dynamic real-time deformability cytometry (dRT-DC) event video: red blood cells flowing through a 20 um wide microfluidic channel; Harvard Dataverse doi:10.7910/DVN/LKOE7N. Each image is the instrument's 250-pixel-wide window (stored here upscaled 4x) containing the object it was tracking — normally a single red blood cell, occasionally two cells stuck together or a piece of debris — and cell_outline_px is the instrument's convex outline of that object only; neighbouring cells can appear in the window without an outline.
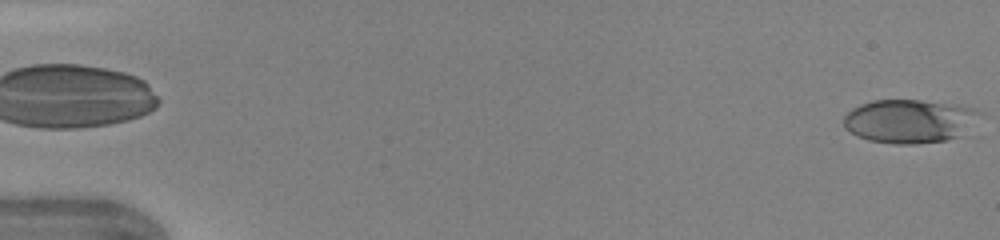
{"species": "human", "species_latin": "Homo sapiens", "temperature_condition": "warm", "stored_images_in_passage": 47, "camera_frame_rate_fps": 3000, "um_per_image_px": 0.085, "donor": {"sex": "female"}, "frame": {"image": 1, "passage_image": 1, "time_ms": 0.0, "image_size_px": [1000, 240], "cell_outline_px": [[984, 112], [960, 136], [944, 140], [912, 144], [896, 144], [868, 140], [844, 128], [844, 116], [852, 108], [860, 104], [872, 100], [920, 100], [956, 104], [976, 108]], "centroid_in_image_um": [77.32, 10.27], "position_along_channel_um": 7.7, "area_um2": 34.56}}
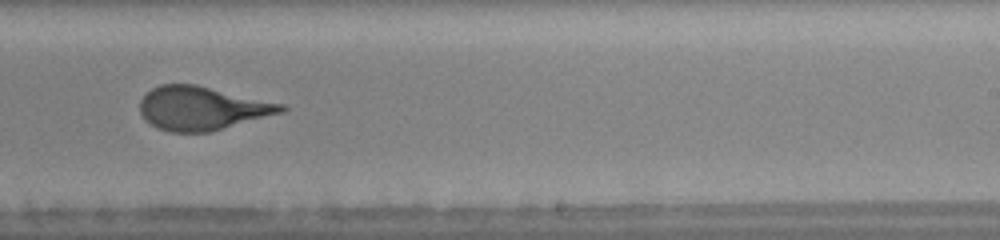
{"frame": {"image": 2, "passage_image": 30, "time_ms": 9.667, "image_size_px": [1000, 240], "cell_outline_px": [[288, 108], [284, 112], [212, 132], [172, 132], [156, 128], [144, 120], [140, 112], [140, 100], [152, 88], [160, 84], [196, 84], [284, 104]], "centroid_in_image_um": [17.17, 9.21], "position_along_channel_um": 271.8, "area_um2": 36.13}}
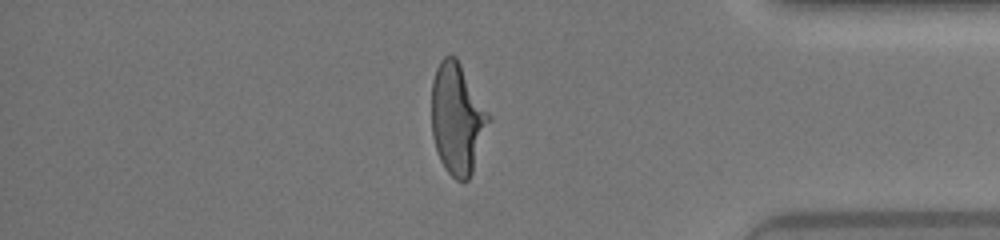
{"frame": {"image": 3, "passage_image": 40, "time_ms": 13.0, "image_size_px": [1000, 240], "cell_outline_px": [[488, 120], [472, 172], [468, 180], [456, 180], [444, 168], [440, 160], [432, 136], [432, 80], [436, 68], [440, 60], [444, 56], [456, 56], [488, 116]], "centroid_in_image_um": [38.79, 10.09], "position_along_channel_um": 396.4, "area_um2": 35.55}, "authors_computed_cell_mechanics": {"area_um2": 36.2406, "velocity_mm_per_s": 4.3931, "shape_relaxation_time_tau1_ms": 4.0835, "shape_relaxation_time_tau2_ms": null, "deformation_change_tau1": 0.1984, "deformation_change_tau2": null}}